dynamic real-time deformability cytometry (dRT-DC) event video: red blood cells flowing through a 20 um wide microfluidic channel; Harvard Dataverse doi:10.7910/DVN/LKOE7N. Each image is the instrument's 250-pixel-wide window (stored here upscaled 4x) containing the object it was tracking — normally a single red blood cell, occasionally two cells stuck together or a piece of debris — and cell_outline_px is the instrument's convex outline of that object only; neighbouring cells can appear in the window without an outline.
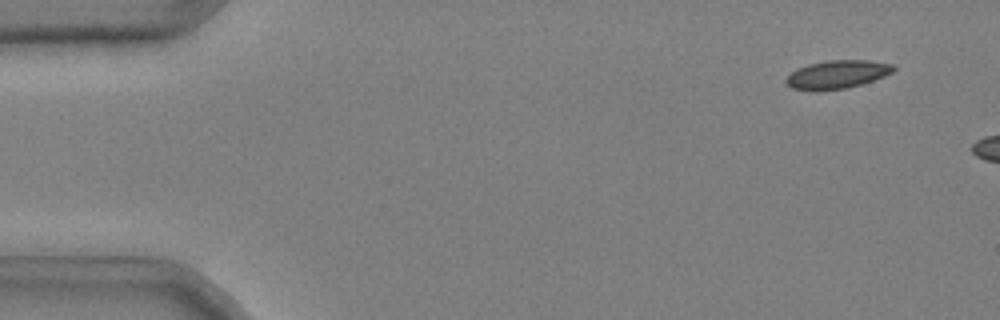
{"species": "common noctule bat (a hibernating species)", "species_latin": "Nyctalus noctula", "temperature_condition": "cold", "stored_images_in_passage": 6, "camera_frame_rate_fps": 3000, "um_per_image_px": 0.085, "animal": {"sex": "male", "body_mass_g": 20.4}, "frame": {"image": 1, "passage_image": 1, "time_ms": 0.0, "image_size_px": [1000, 320], "cell_outline_px": [[896, 68], [892, 72], [884, 76], [848, 88], [812, 92], [792, 88], [784, 80], [796, 68], [808, 64], [828, 60], [868, 60], [892, 64]], "centroid_in_image_um": [71.12, 6.34], "position_along_channel_um": 13.9, "area_um2": 17.8}}